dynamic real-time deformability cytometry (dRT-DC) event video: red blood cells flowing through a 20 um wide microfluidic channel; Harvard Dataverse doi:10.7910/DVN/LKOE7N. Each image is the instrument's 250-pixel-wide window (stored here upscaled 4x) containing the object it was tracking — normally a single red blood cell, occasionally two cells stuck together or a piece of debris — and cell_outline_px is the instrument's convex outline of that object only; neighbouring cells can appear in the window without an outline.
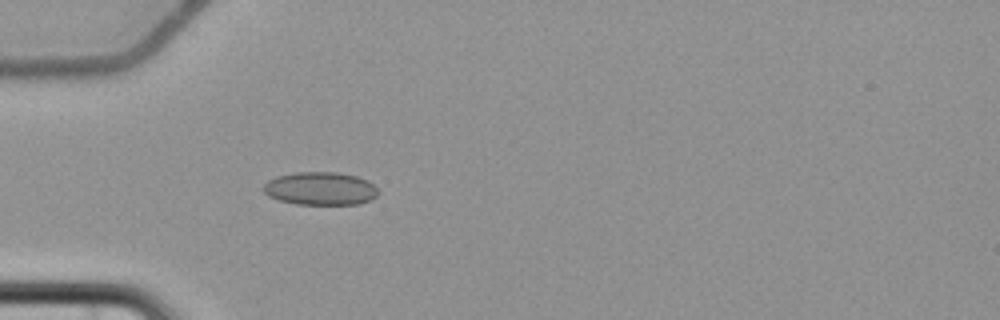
{"species": "common noctule bat (a hibernating species)", "species_latin": "Nyctalus noctula", "temperature_condition": "cold", "stored_images_in_passage": 5, "camera_frame_rate_fps": 3000, "um_per_image_px": 0.085, "animal": {"sex": "female", "body_mass_g": 22.7, "forearm_length_mm": 54.2}, "frame": {"image": 1, "passage_image": 5, "time_ms": 5.0, "image_size_px": [1000, 320], "cell_outline_px": [[380, 192], [372, 200], [360, 204], [296, 204], [280, 200], [268, 196], [264, 192], [264, 184], [268, 180], [276, 176], [296, 172], [336, 172], [356, 176], [368, 180]], "centroid_in_image_um": [27.25, 16.03], "position_along_channel_um": 57.8, "area_um2": 22.2}}